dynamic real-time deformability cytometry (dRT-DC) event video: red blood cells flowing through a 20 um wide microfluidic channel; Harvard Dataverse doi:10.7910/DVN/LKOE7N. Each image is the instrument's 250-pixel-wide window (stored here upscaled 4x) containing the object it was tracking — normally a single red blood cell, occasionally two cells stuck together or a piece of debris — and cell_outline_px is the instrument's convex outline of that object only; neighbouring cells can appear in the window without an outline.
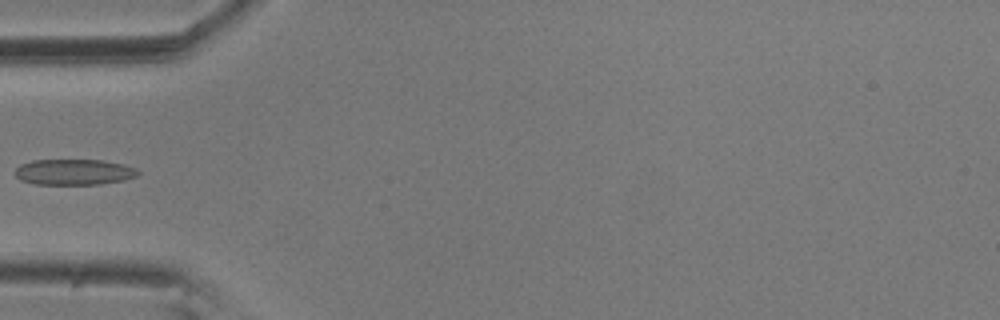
{"species": "common noctule bat (a hibernating species)", "species_latin": "Nyctalus noctula", "temperature_condition": "room temperature", "stored_images_in_passage": 6, "camera_frame_rate_fps": 3000, "um_per_image_px": 0.085, "animal": {"sex": "male", "body_mass_g": 20.5, "forearm_length_mm": 52.5}, "frame": {"image": 1, "passage_image": 5, "time_ms": 1.333, "image_size_px": [1000, 320], "cell_outline_px": [[140, 172], [136, 176], [124, 180], [100, 184], [36, 184], [20, 180], [12, 172], [20, 164], [32, 160], [104, 160], [124, 164], [136, 168]], "centroid_in_image_um": [6.27, 14.61], "position_along_channel_um": 78.7, "area_um2": 18.61}}
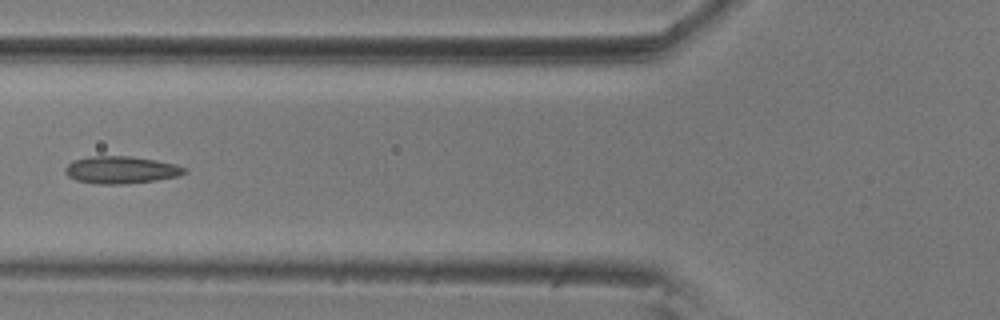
{"frame": {"image": 2, "passage_image": 6, "time_ms": 1.667, "image_size_px": [1000, 320], "cell_outline_px": [[188, 172], [180, 176], [156, 180], [124, 184], [96, 184], [76, 180], [68, 176], [64, 172], [64, 168], [68, 164], [76, 160], [88, 156], [132, 156], [156, 160], [176, 164], [188, 168]], "centroid_in_image_um": [10.33, 14.44], "position_along_channel_um": 115.5, "area_um2": 19.19}}